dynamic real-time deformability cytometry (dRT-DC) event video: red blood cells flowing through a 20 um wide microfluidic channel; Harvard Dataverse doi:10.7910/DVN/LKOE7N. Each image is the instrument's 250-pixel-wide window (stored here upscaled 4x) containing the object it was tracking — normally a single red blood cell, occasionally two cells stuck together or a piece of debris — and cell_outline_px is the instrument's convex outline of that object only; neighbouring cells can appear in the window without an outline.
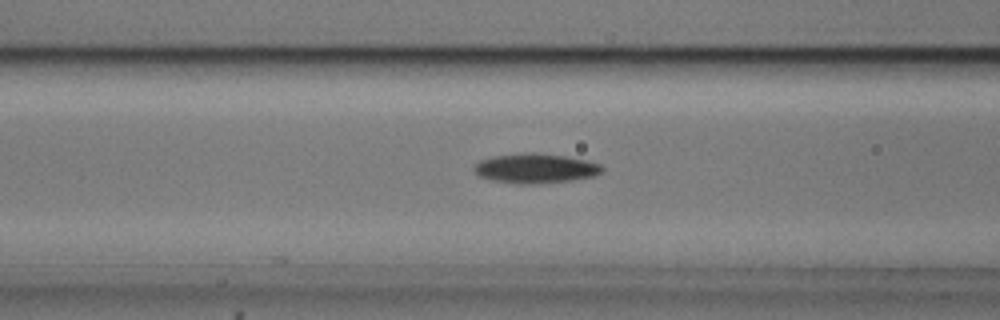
{"species": "common noctule bat (a hibernating species)", "species_latin": "Nyctalus noctula", "temperature_condition": "cold", "stored_images_in_passage": 7, "camera_frame_rate_fps": 3000, "um_per_image_px": 0.085, "animal": {"sex": "male", "body_mass_g": 20.5, "forearm_length_mm": 52.5}, "frame": {"image": 1, "passage_image": 7, "time_ms": 2.0, "image_size_px": [1000, 320], "cell_outline_px": [[604, 168], [596, 176], [572, 180], [532, 184], [520, 184], [492, 180], [480, 176], [472, 168], [480, 160], [492, 156], [520, 152], [536, 152], [564, 156], [588, 160], [600, 164]], "centroid_in_image_um": [45.52, 14.29], "position_along_channel_um": 121.1, "area_um2": 22.25}}